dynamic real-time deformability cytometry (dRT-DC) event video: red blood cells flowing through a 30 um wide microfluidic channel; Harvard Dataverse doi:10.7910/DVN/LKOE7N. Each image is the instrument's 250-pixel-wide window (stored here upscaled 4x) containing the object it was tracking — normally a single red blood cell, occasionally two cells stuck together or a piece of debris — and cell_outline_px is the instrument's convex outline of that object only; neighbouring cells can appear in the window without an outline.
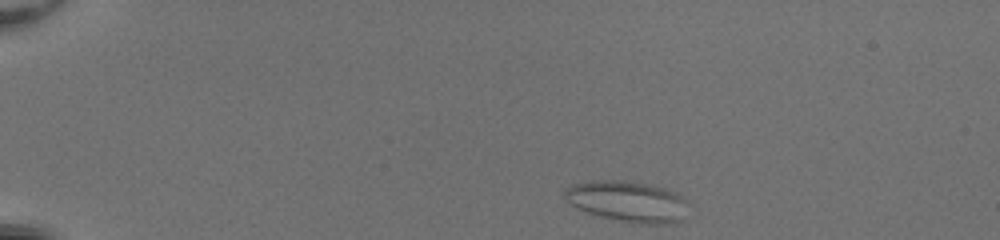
{"species": "common noctule bat (a hibernating species)", "species_latin": "Nyctalus noctula", "temperature_condition": "room temperature", "stored_images_in_passage": 42, "camera_frame_rate_fps": 3000, "um_per_image_px": 0.085, "animal": {"sex": "female", "body_mass_g": 20.0, "forearm_length_mm": 54.0}, "frame": {"image": 1, "passage_image": 1, "time_ms": 0.0, "image_size_px": [1000, 240], "cell_outline_px": [[688, 200], [680, 220], [668, 224], [640, 224], [600, 216], [588, 212], [572, 204], [564, 196], [564, 188], [572, 184], [592, 180], [632, 180], [668, 188], [676, 192]], "centroid_in_image_um": [53.36, 17.09], "position_along_channel_um": 31.6, "area_um2": 29.54}}
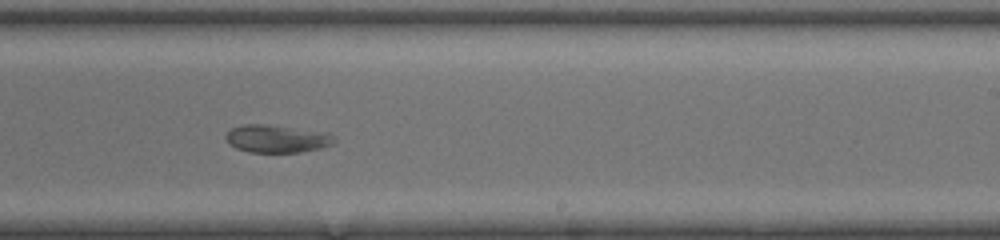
{"frame": {"image": 2, "passage_image": 25, "time_ms": 8.0, "image_size_px": [1000, 240], "cell_outline_px": [[336, 140], [332, 144], [320, 148], [300, 152], [248, 152], [236, 148], [228, 144], [224, 136], [232, 128], [244, 124], [268, 124], [328, 132], [336, 136]], "centroid_in_image_um": [23.54, 11.78], "position_along_channel_um": 265.5, "area_um2": 17.74}}
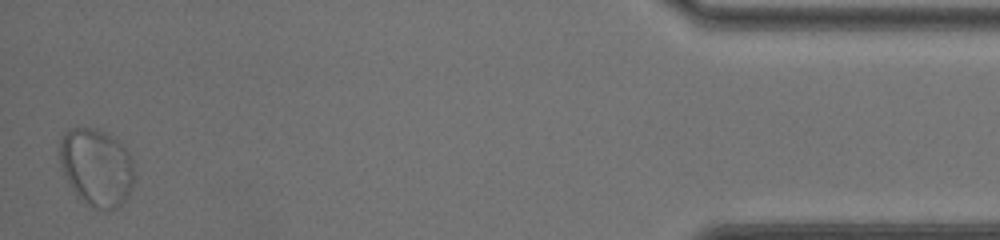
{"frame": {"image": 3, "passage_image": 42, "time_ms": 13.667, "image_size_px": [1000, 240], "cell_outline_px": [[132, 184], [128, 196], [116, 208], [96, 208], [84, 204], [76, 196], [60, 168], [60, 136], [64, 132], [72, 128], [92, 128], [104, 132], [116, 140], [128, 152], [132, 160]], "centroid_in_image_um": [8.15, 14.22], "position_along_channel_um": 427.1, "area_um2": 33.41}}